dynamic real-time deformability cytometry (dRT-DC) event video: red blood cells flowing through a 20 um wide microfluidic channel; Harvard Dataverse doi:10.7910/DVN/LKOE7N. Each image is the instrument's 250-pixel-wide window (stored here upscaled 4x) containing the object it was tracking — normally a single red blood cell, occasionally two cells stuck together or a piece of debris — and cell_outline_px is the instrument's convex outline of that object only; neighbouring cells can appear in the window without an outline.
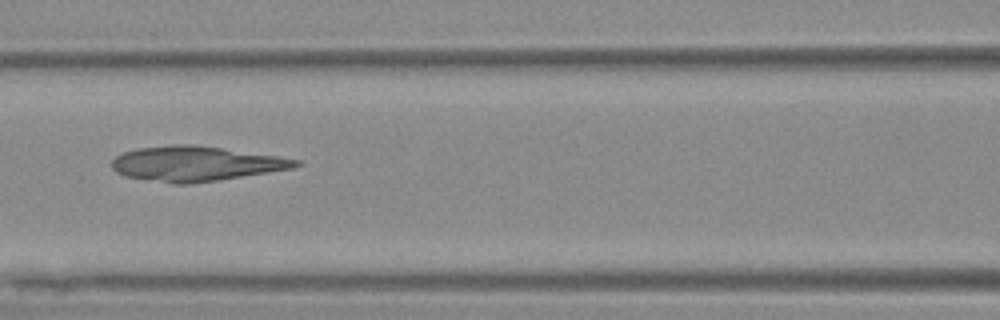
{"species": "Egyptian fruit bat (a non-hibernating species)", "species_latin": "Rousettus aegyptiacus", "temperature_condition": "warm", "stored_images_in_passage": 55, "camera_frame_rate_fps": 3000, "um_per_image_px": 0.085, "animal": {"sex": "female"}, "frame": {"image": 1, "passage_image": 25, "time_ms": 8.0, "image_size_px": [1000, 320], "cell_outline_px": [[304, 164], [292, 168], [268, 172], [216, 180], [188, 184], [172, 184], [124, 176], [116, 172], [112, 168], [112, 160], [116, 156], [124, 152], [136, 148], [172, 144], [192, 144], [280, 156], [300, 160]], "centroid_in_image_um": [16.62, 13.9], "position_along_channel_um": 150.0, "area_um2": 37.34}}
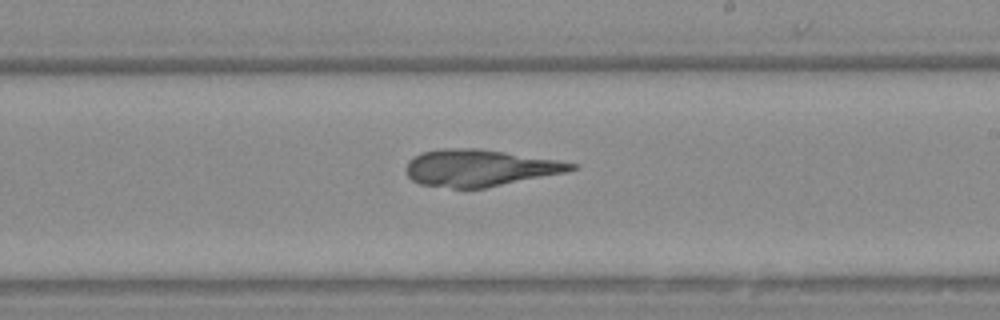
{"frame": {"image": 2, "passage_image": 33, "time_ms": 10.667, "image_size_px": [1000, 320], "cell_outline_px": [[580, 164], [576, 168], [568, 172], [484, 188], [452, 188], [420, 184], [412, 180], [408, 176], [404, 168], [408, 160], [420, 152], [440, 148], [480, 148], [556, 160]], "centroid_in_image_um": [40.74, 14.26], "position_along_channel_um": 248.3, "area_um2": 35.6}}
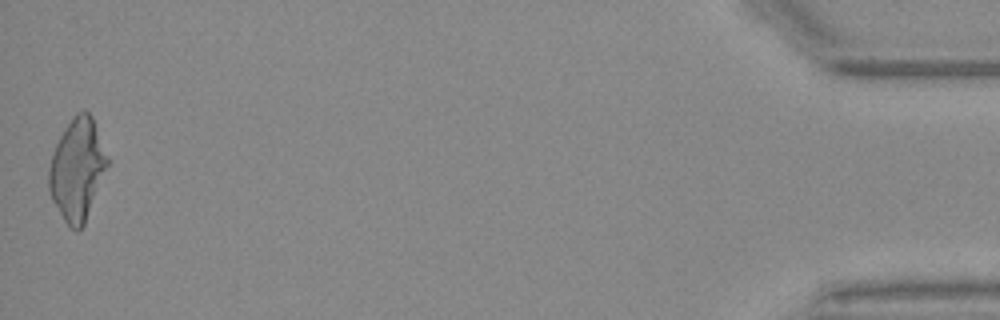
{"frame": {"image": 3, "passage_image": 55, "time_ms": 18.0, "image_size_px": [1000, 320], "cell_outline_px": [[112, 160], [84, 224], [76, 232], [64, 220], [52, 200], [48, 188], [48, 168], [56, 144], [60, 136], [72, 116], [76, 112], [84, 108], [92, 116]], "centroid_in_image_um": [6.61, 14.35], "position_along_channel_um": 428.6, "area_um2": 35.37}}